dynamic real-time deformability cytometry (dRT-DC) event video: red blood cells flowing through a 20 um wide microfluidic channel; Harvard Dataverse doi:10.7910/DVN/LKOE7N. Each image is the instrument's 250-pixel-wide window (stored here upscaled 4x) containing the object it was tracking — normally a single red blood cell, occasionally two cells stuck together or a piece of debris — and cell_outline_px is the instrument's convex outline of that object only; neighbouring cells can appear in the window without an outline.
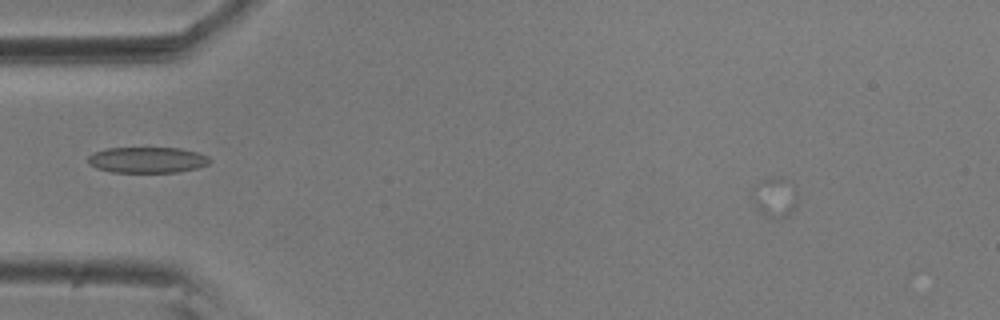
{"species": "common noctule bat (a hibernating species)", "species_latin": "Nyctalus noctula", "temperature_condition": "room temperature", "stored_images_in_passage": 9, "camera_frame_rate_fps": 3000, "um_per_image_px": 0.085, "animal": {"sex": "male", "body_mass_g": 20.5, "forearm_length_mm": 52.5}, "frame": {"image": 1, "passage_image": 8, "time_ms": 2.333, "image_size_px": [1000, 320], "cell_outline_px": [[796, 204], [792, 212], [788, 216], [768, 216], [756, 208], [752, 188], [768, 176], [780, 176], [792, 184], [796, 192]], "centroid_in_image_um": [65.87, 16.71], "position_along_channel_um": 19.1, "area_um2": 10.17}}